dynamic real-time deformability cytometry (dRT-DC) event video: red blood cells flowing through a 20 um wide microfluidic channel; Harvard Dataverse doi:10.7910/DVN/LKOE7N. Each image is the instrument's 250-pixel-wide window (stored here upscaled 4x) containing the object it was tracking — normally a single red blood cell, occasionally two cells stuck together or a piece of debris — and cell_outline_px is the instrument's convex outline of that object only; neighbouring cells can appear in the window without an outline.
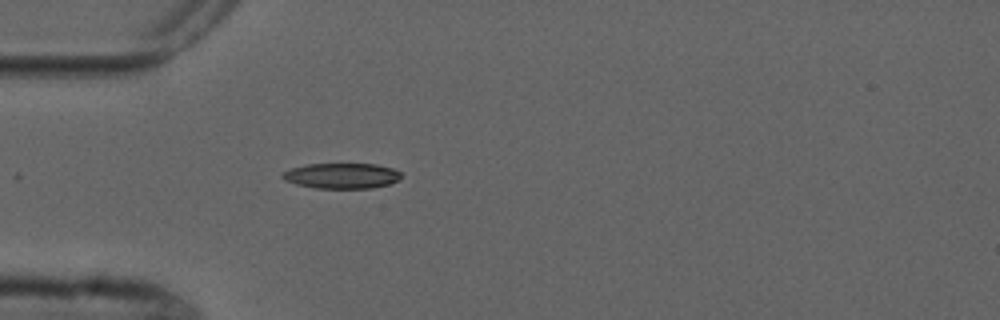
{"species": "common noctule bat (a hibernating species)", "species_latin": "Nyctalus noctula", "temperature_condition": "cold", "stored_images_in_passage": 2, "camera_frame_rate_fps": 3000, "um_per_image_px": 0.085, "animal": {"sex": "male", "forearm_length_mm": 52.5}, "frame": {"image": 1, "passage_image": 2, "time_ms": 3.333, "image_size_px": [1000, 320], "cell_outline_px": [[400, 180], [388, 184], [372, 188], [316, 188], [296, 184], [284, 180], [280, 176], [284, 172], [292, 168], [308, 164], [376, 164], [392, 168], [400, 172]], "centroid_in_image_um": [29.05, 14.94], "position_along_channel_um": 56.0, "area_um2": 17.51}}